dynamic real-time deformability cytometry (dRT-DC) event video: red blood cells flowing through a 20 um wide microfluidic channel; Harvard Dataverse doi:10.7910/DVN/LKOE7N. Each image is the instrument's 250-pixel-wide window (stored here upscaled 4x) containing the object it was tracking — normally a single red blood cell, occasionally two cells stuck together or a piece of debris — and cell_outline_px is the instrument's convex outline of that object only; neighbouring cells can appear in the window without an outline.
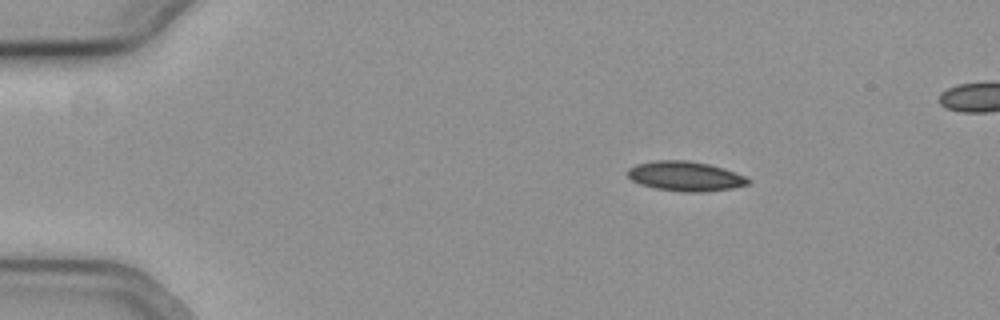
{"species": "common noctule bat (a hibernating species)", "species_latin": "Nyctalus noctula", "temperature_condition": "cold", "stored_images_in_passage": 46, "camera_frame_rate_fps": 3000, "um_per_image_px": 0.085, "animal": {"sex": "female", "body_mass_g": 19.3, "forearm_length_mm": 54.1}, "frame": {"image": 1, "passage_image": 1, "time_ms": 0.0, "image_size_px": [1000, 320], "cell_outline_px": [[752, 180], [748, 184], [732, 188], [704, 192], [684, 192], [656, 188], [640, 184], [632, 180], [628, 176], [628, 168], [636, 164], [656, 160], [688, 160], [708, 164], [724, 168], [744, 176]], "centroid_in_image_um": [58.25, 14.97], "position_along_channel_um": 26.7, "area_um2": 20.81}}
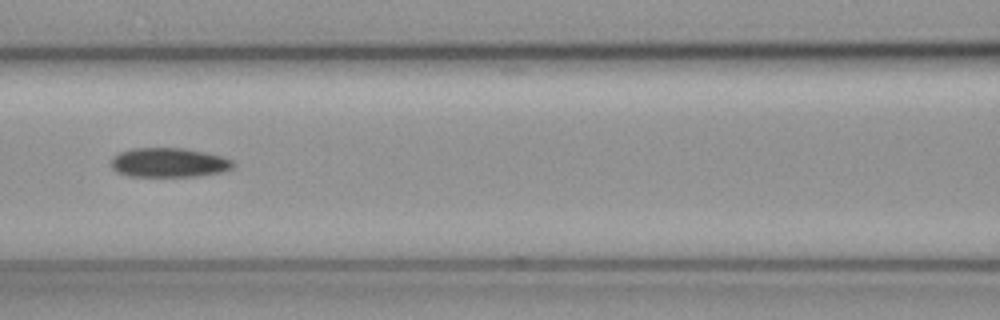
{"frame": {"image": 2, "passage_image": 17, "time_ms": 5.333, "image_size_px": [1000, 320], "cell_outline_px": [[236, 164], [232, 168], [224, 172], [196, 176], [128, 176], [116, 172], [112, 168], [112, 160], [120, 152], [132, 148], [184, 148], [204, 152], [220, 156], [232, 160]], "centroid_in_image_um": [14.38, 13.82], "position_along_channel_um": 152.2, "area_um2": 20.81}}
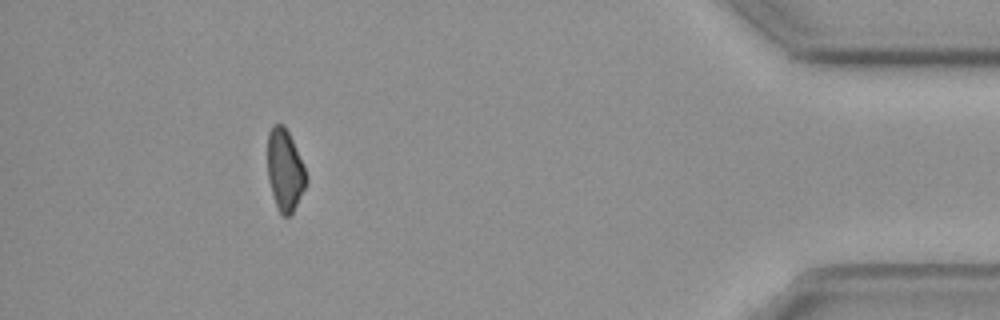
{"frame": {"image": 3, "passage_image": 42, "time_ms": 13.667, "image_size_px": [1000, 320], "cell_outline_px": [[308, 180], [292, 212], [288, 216], [284, 216], [276, 208], [268, 180], [268, 132], [272, 124], [284, 124], [304, 164], [308, 176]], "centroid_in_image_um": [24.21, 14.43], "position_along_channel_um": 411.0, "area_um2": 18.38}}